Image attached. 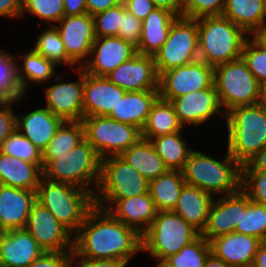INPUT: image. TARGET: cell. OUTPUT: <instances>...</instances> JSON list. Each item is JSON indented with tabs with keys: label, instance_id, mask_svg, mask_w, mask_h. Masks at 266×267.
<instances>
[{
	"label": "cell",
	"instance_id": "1",
	"mask_svg": "<svg viewBox=\"0 0 266 267\" xmlns=\"http://www.w3.org/2000/svg\"><path fill=\"white\" fill-rule=\"evenodd\" d=\"M139 252H142L141 235L96 205L74 234L73 253L79 258L112 259L128 265Z\"/></svg>",
	"mask_w": 266,
	"mask_h": 267
},
{
	"label": "cell",
	"instance_id": "2",
	"mask_svg": "<svg viewBox=\"0 0 266 267\" xmlns=\"http://www.w3.org/2000/svg\"><path fill=\"white\" fill-rule=\"evenodd\" d=\"M224 119L227 151L243 166L266 145V104L235 107Z\"/></svg>",
	"mask_w": 266,
	"mask_h": 267
},
{
	"label": "cell",
	"instance_id": "3",
	"mask_svg": "<svg viewBox=\"0 0 266 267\" xmlns=\"http://www.w3.org/2000/svg\"><path fill=\"white\" fill-rule=\"evenodd\" d=\"M222 160L195 149L182 170L187 185L214 197L229 195L241 188V165L226 151Z\"/></svg>",
	"mask_w": 266,
	"mask_h": 267
},
{
	"label": "cell",
	"instance_id": "4",
	"mask_svg": "<svg viewBox=\"0 0 266 267\" xmlns=\"http://www.w3.org/2000/svg\"><path fill=\"white\" fill-rule=\"evenodd\" d=\"M197 21L199 60L215 67L241 58L249 35L240 27L222 15L201 17Z\"/></svg>",
	"mask_w": 266,
	"mask_h": 267
},
{
	"label": "cell",
	"instance_id": "5",
	"mask_svg": "<svg viewBox=\"0 0 266 267\" xmlns=\"http://www.w3.org/2000/svg\"><path fill=\"white\" fill-rule=\"evenodd\" d=\"M36 201L46 207L73 234L95 206L94 196L89 191L43 177L36 189Z\"/></svg>",
	"mask_w": 266,
	"mask_h": 267
},
{
	"label": "cell",
	"instance_id": "6",
	"mask_svg": "<svg viewBox=\"0 0 266 267\" xmlns=\"http://www.w3.org/2000/svg\"><path fill=\"white\" fill-rule=\"evenodd\" d=\"M101 158L84 139L67 154L50 160L43 167V178L76 186L93 196L100 177Z\"/></svg>",
	"mask_w": 266,
	"mask_h": 267
},
{
	"label": "cell",
	"instance_id": "7",
	"mask_svg": "<svg viewBox=\"0 0 266 267\" xmlns=\"http://www.w3.org/2000/svg\"><path fill=\"white\" fill-rule=\"evenodd\" d=\"M201 236L193 225L186 223L173 211L156 213L150 227L141 235L142 252L162 263L184 246Z\"/></svg>",
	"mask_w": 266,
	"mask_h": 267
},
{
	"label": "cell",
	"instance_id": "8",
	"mask_svg": "<svg viewBox=\"0 0 266 267\" xmlns=\"http://www.w3.org/2000/svg\"><path fill=\"white\" fill-rule=\"evenodd\" d=\"M213 84L225 114L262 102V88L242 58L215 66Z\"/></svg>",
	"mask_w": 266,
	"mask_h": 267
},
{
	"label": "cell",
	"instance_id": "9",
	"mask_svg": "<svg viewBox=\"0 0 266 267\" xmlns=\"http://www.w3.org/2000/svg\"><path fill=\"white\" fill-rule=\"evenodd\" d=\"M199 60L198 21L177 17L170 28L167 40L154 54L156 70L163 72Z\"/></svg>",
	"mask_w": 266,
	"mask_h": 267
},
{
	"label": "cell",
	"instance_id": "10",
	"mask_svg": "<svg viewBox=\"0 0 266 267\" xmlns=\"http://www.w3.org/2000/svg\"><path fill=\"white\" fill-rule=\"evenodd\" d=\"M85 139L99 157L119 156L141 138V130L108 116H88L81 120Z\"/></svg>",
	"mask_w": 266,
	"mask_h": 267
},
{
	"label": "cell",
	"instance_id": "11",
	"mask_svg": "<svg viewBox=\"0 0 266 267\" xmlns=\"http://www.w3.org/2000/svg\"><path fill=\"white\" fill-rule=\"evenodd\" d=\"M147 181L120 156L101 159L100 177L94 200H119L148 193Z\"/></svg>",
	"mask_w": 266,
	"mask_h": 267
},
{
	"label": "cell",
	"instance_id": "12",
	"mask_svg": "<svg viewBox=\"0 0 266 267\" xmlns=\"http://www.w3.org/2000/svg\"><path fill=\"white\" fill-rule=\"evenodd\" d=\"M214 67L197 60L163 72L159 76V97L171 101L193 91L215 88Z\"/></svg>",
	"mask_w": 266,
	"mask_h": 267
},
{
	"label": "cell",
	"instance_id": "13",
	"mask_svg": "<svg viewBox=\"0 0 266 267\" xmlns=\"http://www.w3.org/2000/svg\"><path fill=\"white\" fill-rule=\"evenodd\" d=\"M25 229L47 252L73 251L74 234L35 201Z\"/></svg>",
	"mask_w": 266,
	"mask_h": 267
},
{
	"label": "cell",
	"instance_id": "14",
	"mask_svg": "<svg viewBox=\"0 0 266 267\" xmlns=\"http://www.w3.org/2000/svg\"><path fill=\"white\" fill-rule=\"evenodd\" d=\"M54 27L57 29L67 56L77 65L88 60L95 41L93 16L88 13L64 16Z\"/></svg>",
	"mask_w": 266,
	"mask_h": 267
},
{
	"label": "cell",
	"instance_id": "15",
	"mask_svg": "<svg viewBox=\"0 0 266 267\" xmlns=\"http://www.w3.org/2000/svg\"><path fill=\"white\" fill-rule=\"evenodd\" d=\"M250 201L241 188L233 194L220 196L218 199L215 197L201 235L210 242L219 236L235 232L236 225H240L241 210Z\"/></svg>",
	"mask_w": 266,
	"mask_h": 267
},
{
	"label": "cell",
	"instance_id": "16",
	"mask_svg": "<svg viewBox=\"0 0 266 267\" xmlns=\"http://www.w3.org/2000/svg\"><path fill=\"white\" fill-rule=\"evenodd\" d=\"M106 77L126 92L159 90V75L152 55L137 53Z\"/></svg>",
	"mask_w": 266,
	"mask_h": 267
},
{
	"label": "cell",
	"instance_id": "17",
	"mask_svg": "<svg viewBox=\"0 0 266 267\" xmlns=\"http://www.w3.org/2000/svg\"><path fill=\"white\" fill-rule=\"evenodd\" d=\"M135 54L136 48L118 36L96 37L90 56L81 68L94 76H106Z\"/></svg>",
	"mask_w": 266,
	"mask_h": 267
},
{
	"label": "cell",
	"instance_id": "18",
	"mask_svg": "<svg viewBox=\"0 0 266 267\" xmlns=\"http://www.w3.org/2000/svg\"><path fill=\"white\" fill-rule=\"evenodd\" d=\"M94 202L96 206L107 210L114 218L135 229L140 235L150 227L157 213L149 192L119 200Z\"/></svg>",
	"mask_w": 266,
	"mask_h": 267
},
{
	"label": "cell",
	"instance_id": "19",
	"mask_svg": "<svg viewBox=\"0 0 266 267\" xmlns=\"http://www.w3.org/2000/svg\"><path fill=\"white\" fill-rule=\"evenodd\" d=\"M182 126H201L213 116L225 113L220 105L215 88L193 91L170 101Z\"/></svg>",
	"mask_w": 266,
	"mask_h": 267
},
{
	"label": "cell",
	"instance_id": "20",
	"mask_svg": "<svg viewBox=\"0 0 266 267\" xmlns=\"http://www.w3.org/2000/svg\"><path fill=\"white\" fill-rule=\"evenodd\" d=\"M79 77L76 81L61 82L45 88V103L54 115L64 121H81L83 109V69L73 70Z\"/></svg>",
	"mask_w": 266,
	"mask_h": 267
},
{
	"label": "cell",
	"instance_id": "21",
	"mask_svg": "<svg viewBox=\"0 0 266 267\" xmlns=\"http://www.w3.org/2000/svg\"><path fill=\"white\" fill-rule=\"evenodd\" d=\"M125 93L106 76H94L83 70L84 117L107 116L115 110Z\"/></svg>",
	"mask_w": 266,
	"mask_h": 267
},
{
	"label": "cell",
	"instance_id": "22",
	"mask_svg": "<svg viewBox=\"0 0 266 267\" xmlns=\"http://www.w3.org/2000/svg\"><path fill=\"white\" fill-rule=\"evenodd\" d=\"M44 252L25 228L0 234V267H28Z\"/></svg>",
	"mask_w": 266,
	"mask_h": 267
},
{
	"label": "cell",
	"instance_id": "23",
	"mask_svg": "<svg viewBox=\"0 0 266 267\" xmlns=\"http://www.w3.org/2000/svg\"><path fill=\"white\" fill-rule=\"evenodd\" d=\"M36 191L0 185V223L4 231L26 227Z\"/></svg>",
	"mask_w": 266,
	"mask_h": 267
},
{
	"label": "cell",
	"instance_id": "24",
	"mask_svg": "<svg viewBox=\"0 0 266 267\" xmlns=\"http://www.w3.org/2000/svg\"><path fill=\"white\" fill-rule=\"evenodd\" d=\"M211 252L230 267L253 264L255 254L263 243L260 239L232 232L212 239Z\"/></svg>",
	"mask_w": 266,
	"mask_h": 267
},
{
	"label": "cell",
	"instance_id": "25",
	"mask_svg": "<svg viewBox=\"0 0 266 267\" xmlns=\"http://www.w3.org/2000/svg\"><path fill=\"white\" fill-rule=\"evenodd\" d=\"M63 122L45 107H36L27 114L16 116V128L41 151L48 146Z\"/></svg>",
	"mask_w": 266,
	"mask_h": 267
},
{
	"label": "cell",
	"instance_id": "26",
	"mask_svg": "<svg viewBox=\"0 0 266 267\" xmlns=\"http://www.w3.org/2000/svg\"><path fill=\"white\" fill-rule=\"evenodd\" d=\"M158 97L159 90L126 92L115 110H112L107 116L142 130L150 109Z\"/></svg>",
	"mask_w": 266,
	"mask_h": 267
},
{
	"label": "cell",
	"instance_id": "27",
	"mask_svg": "<svg viewBox=\"0 0 266 267\" xmlns=\"http://www.w3.org/2000/svg\"><path fill=\"white\" fill-rule=\"evenodd\" d=\"M43 164H33L0 152V185L36 191Z\"/></svg>",
	"mask_w": 266,
	"mask_h": 267
},
{
	"label": "cell",
	"instance_id": "28",
	"mask_svg": "<svg viewBox=\"0 0 266 267\" xmlns=\"http://www.w3.org/2000/svg\"><path fill=\"white\" fill-rule=\"evenodd\" d=\"M214 199L211 194L185 184L173 212L202 233Z\"/></svg>",
	"mask_w": 266,
	"mask_h": 267
},
{
	"label": "cell",
	"instance_id": "29",
	"mask_svg": "<svg viewBox=\"0 0 266 267\" xmlns=\"http://www.w3.org/2000/svg\"><path fill=\"white\" fill-rule=\"evenodd\" d=\"M16 56L17 80L24 95L29 91V83H35L36 85L48 84L51 78H55V82H60L63 77H66L65 75H62V77L58 75L55 72V67L57 68L58 66L44 58L41 54H38L33 48ZM20 59L23 60L21 66L18 65Z\"/></svg>",
	"mask_w": 266,
	"mask_h": 267
},
{
	"label": "cell",
	"instance_id": "30",
	"mask_svg": "<svg viewBox=\"0 0 266 267\" xmlns=\"http://www.w3.org/2000/svg\"><path fill=\"white\" fill-rule=\"evenodd\" d=\"M176 18L177 16L166 9L157 7L153 9L142 20L140 44L136 48L137 53L154 56L167 40L171 25Z\"/></svg>",
	"mask_w": 266,
	"mask_h": 267
},
{
	"label": "cell",
	"instance_id": "31",
	"mask_svg": "<svg viewBox=\"0 0 266 267\" xmlns=\"http://www.w3.org/2000/svg\"><path fill=\"white\" fill-rule=\"evenodd\" d=\"M119 156L147 181L156 179L169 170L155 151L151 141L143 138Z\"/></svg>",
	"mask_w": 266,
	"mask_h": 267
},
{
	"label": "cell",
	"instance_id": "32",
	"mask_svg": "<svg viewBox=\"0 0 266 267\" xmlns=\"http://www.w3.org/2000/svg\"><path fill=\"white\" fill-rule=\"evenodd\" d=\"M222 16L250 36L266 22L265 0H226Z\"/></svg>",
	"mask_w": 266,
	"mask_h": 267
},
{
	"label": "cell",
	"instance_id": "33",
	"mask_svg": "<svg viewBox=\"0 0 266 267\" xmlns=\"http://www.w3.org/2000/svg\"><path fill=\"white\" fill-rule=\"evenodd\" d=\"M182 171L168 170L149 181L148 192L157 212L173 211L185 185Z\"/></svg>",
	"mask_w": 266,
	"mask_h": 267
},
{
	"label": "cell",
	"instance_id": "34",
	"mask_svg": "<svg viewBox=\"0 0 266 267\" xmlns=\"http://www.w3.org/2000/svg\"><path fill=\"white\" fill-rule=\"evenodd\" d=\"M183 128L172 103L158 97L150 109L141 136L143 139L151 140L154 137L179 132L184 130Z\"/></svg>",
	"mask_w": 266,
	"mask_h": 267
},
{
	"label": "cell",
	"instance_id": "35",
	"mask_svg": "<svg viewBox=\"0 0 266 267\" xmlns=\"http://www.w3.org/2000/svg\"><path fill=\"white\" fill-rule=\"evenodd\" d=\"M182 135L181 130L154 137L150 140L155 151L169 170L182 171L189 154L193 150L187 145L188 141Z\"/></svg>",
	"mask_w": 266,
	"mask_h": 267
},
{
	"label": "cell",
	"instance_id": "36",
	"mask_svg": "<svg viewBox=\"0 0 266 267\" xmlns=\"http://www.w3.org/2000/svg\"><path fill=\"white\" fill-rule=\"evenodd\" d=\"M85 139L81 121H64L42 151L43 167L52 159L67 154Z\"/></svg>",
	"mask_w": 266,
	"mask_h": 267
},
{
	"label": "cell",
	"instance_id": "37",
	"mask_svg": "<svg viewBox=\"0 0 266 267\" xmlns=\"http://www.w3.org/2000/svg\"><path fill=\"white\" fill-rule=\"evenodd\" d=\"M41 32L33 46V49L38 54L52 61L56 66H71L72 72L75 68H78L75 67L76 64L67 56L61 37L54 26L44 28V31L42 30Z\"/></svg>",
	"mask_w": 266,
	"mask_h": 267
},
{
	"label": "cell",
	"instance_id": "38",
	"mask_svg": "<svg viewBox=\"0 0 266 267\" xmlns=\"http://www.w3.org/2000/svg\"><path fill=\"white\" fill-rule=\"evenodd\" d=\"M5 48L0 49V99L17 101L23 94L17 80L16 56Z\"/></svg>",
	"mask_w": 266,
	"mask_h": 267
},
{
	"label": "cell",
	"instance_id": "39",
	"mask_svg": "<svg viewBox=\"0 0 266 267\" xmlns=\"http://www.w3.org/2000/svg\"><path fill=\"white\" fill-rule=\"evenodd\" d=\"M211 252L210 243L202 235L184 246L178 253L166 258L162 264L166 267H204Z\"/></svg>",
	"mask_w": 266,
	"mask_h": 267
},
{
	"label": "cell",
	"instance_id": "40",
	"mask_svg": "<svg viewBox=\"0 0 266 267\" xmlns=\"http://www.w3.org/2000/svg\"><path fill=\"white\" fill-rule=\"evenodd\" d=\"M235 232L266 242V206L250 201L241 210L240 225H236Z\"/></svg>",
	"mask_w": 266,
	"mask_h": 267
},
{
	"label": "cell",
	"instance_id": "41",
	"mask_svg": "<svg viewBox=\"0 0 266 267\" xmlns=\"http://www.w3.org/2000/svg\"><path fill=\"white\" fill-rule=\"evenodd\" d=\"M0 152L33 164H43L42 151L17 128L3 141Z\"/></svg>",
	"mask_w": 266,
	"mask_h": 267
},
{
	"label": "cell",
	"instance_id": "42",
	"mask_svg": "<svg viewBox=\"0 0 266 267\" xmlns=\"http://www.w3.org/2000/svg\"><path fill=\"white\" fill-rule=\"evenodd\" d=\"M26 13L31 17H38L40 22L43 20L49 24L48 26H54L65 16L64 2L63 0H22L21 17H25Z\"/></svg>",
	"mask_w": 266,
	"mask_h": 267
},
{
	"label": "cell",
	"instance_id": "43",
	"mask_svg": "<svg viewBox=\"0 0 266 267\" xmlns=\"http://www.w3.org/2000/svg\"><path fill=\"white\" fill-rule=\"evenodd\" d=\"M241 58L256 78L260 87L262 89L266 87V49L259 46L248 36L243 45Z\"/></svg>",
	"mask_w": 266,
	"mask_h": 267
},
{
	"label": "cell",
	"instance_id": "44",
	"mask_svg": "<svg viewBox=\"0 0 266 267\" xmlns=\"http://www.w3.org/2000/svg\"><path fill=\"white\" fill-rule=\"evenodd\" d=\"M241 189L252 202L266 206V171L241 170Z\"/></svg>",
	"mask_w": 266,
	"mask_h": 267
},
{
	"label": "cell",
	"instance_id": "45",
	"mask_svg": "<svg viewBox=\"0 0 266 267\" xmlns=\"http://www.w3.org/2000/svg\"><path fill=\"white\" fill-rule=\"evenodd\" d=\"M95 37L118 36L122 22V2L93 16Z\"/></svg>",
	"mask_w": 266,
	"mask_h": 267
},
{
	"label": "cell",
	"instance_id": "46",
	"mask_svg": "<svg viewBox=\"0 0 266 267\" xmlns=\"http://www.w3.org/2000/svg\"><path fill=\"white\" fill-rule=\"evenodd\" d=\"M226 0H182V16L198 19L222 15Z\"/></svg>",
	"mask_w": 266,
	"mask_h": 267
},
{
	"label": "cell",
	"instance_id": "47",
	"mask_svg": "<svg viewBox=\"0 0 266 267\" xmlns=\"http://www.w3.org/2000/svg\"><path fill=\"white\" fill-rule=\"evenodd\" d=\"M142 21L125 9L122 2V22L119 26L118 37L137 48L140 44Z\"/></svg>",
	"mask_w": 266,
	"mask_h": 267
},
{
	"label": "cell",
	"instance_id": "48",
	"mask_svg": "<svg viewBox=\"0 0 266 267\" xmlns=\"http://www.w3.org/2000/svg\"><path fill=\"white\" fill-rule=\"evenodd\" d=\"M26 99L22 97L17 101H1L0 102V148L3 141L16 129V116L14 113V105Z\"/></svg>",
	"mask_w": 266,
	"mask_h": 267
},
{
	"label": "cell",
	"instance_id": "49",
	"mask_svg": "<svg viewBox=\"0 0 266 267\" xmlns=\"http://www.w3.org/2000/svg\"><path fill=\"white\" fill-rule=\"evenodd\" d=\"M73 251L47 252L35 259L28 267H69Z\"/></svg>",
	"mask_w": 266,
	"mask_h": 267
},
{
	"label": "cell",
	"instance_id": "50",
	"mask_svg": "<svg viewBox=\"0 0 266 267\" xmlns=\"http://www.w3.org/2000/svg\"><path fill=\"white\" fill-rule=\"evenodd\" d=\"M125 9L141 21L155 9L152 0H122Z\"/></svg>",
	"mask_w": 266,
	"mask_h": 267
},
{
	"label": "cell",
	"instance_id": "51",
	"mask_svg": "<svg viewBox=\"0 0 266 267\" xmlns=\"http://www.w3.org/2000/svg\"><path fill=\"white\" fill-rule=\"evenodd\" d=\"M124 265H126L124 262L112 259H80L73 253L69 267H123Z\"/></svg>",
	"mask_w": 266,
	"mask_h": 267
},
{
	"label": "cell",
	"instance_id": "52",
	"mask_svg": "<svg viewBox=\"0 0 266 267\" xmlns=\"http://www.w3.org/2000/svg\"><path fill=\"white\" fill-rule=\"evenodd\" d=\"M22 0H0V17L21 18Z\"/></svg>",
	"mask_w": 266,
	"mask_h": 267
},
{
	"label": "cell",
	"instance_id": "53",
	"mask_svg": "<svg viewBox=\"0 0 266 267\" xmlns=\"http://www.w3.org/2000/svg\"><path fill=\"white\" fill-rule=\"evenodd\" d=\"M122 0H86V11L90 16L120 4Z\"/></svg>",
	"mask_w": 266,
	"mask_h": 267
},
{
	"label": "cell",
	"instance_id": "54",
	"mask_svg": "<svg viewBox=\"0 0 266 267\" xmlns=\"http://www.w3.org/2000/svg\"><path fill=\"white\" fill-rule=\"evenodd\" d=\"M241 170L266 171V145Z\"/></svg>",
	"mask_w": 266,
	"mask_h": 267
},
{
	"label": "cell",
	"instance_id": "55",
	"mask_svg": "<svg viewBox=\"0 0 266 267\" xmlns=\"http://www.w3.org/2000/svg\"><path fill=\"white\" fill-rule=\"evenodd\" d=\"M65 16L86 14V0H63Z\"/></svg>",
	"mask_w": 266,
	"mask_h": 267
},
{
	"label": "cell",
	"instance_id": "56",
	"mask_svg": "<svg viewBox=\"0 0 266 267\" xmlns=\"http://www.w3.org/2000/svg\"><path fill=\"white\" fill-rule=\"evenodd\" d=\"M155 7L163 8L177 17L182 16V0H152Z\"/></svg>",
	"mask_w": 266,
	"mask_h": 267
},
{
	"label": "cell",
	"instance_id": "57",
	"mask_svg": "<svg viewBox=\"0 0 266 267\" xmlns=\"http://www.w3.org/2000/svg\"><path fill=\"white\" fill-rule=\"evenodd\" d=\"M252 39L261 47L266 49V22L258 27L251 35Z\"/></svg>",
	"mask_w": 266,
	"mask_h": 267
},
{
	"label": "cell",
	"instance_id": "58",
	"mask_svg": "<svg viewBox=\"0 0 266 267\" xmlns=\"http://www.w3.org/2000/svg\"><path fill=\"white\" fill-rule=\"evenodd\" d=\"M253 264L256 267H266V242L259 246Z\"/></svg>",
	"mask_w": 266,
	"mask_h": 267
},
{
	"label": "cell",
	"instance_id": "59",
	"mask_svg": "<svg viewBox=\"0 0 266 267\" xmlns=\"http://www.w3.org/2000/svg\"><path fill=\"white\" fill-rule=\"evenodd\" d=\"M204 267H230L224 261L215 256L212 252L206 258Z\"/></svg>",
	"mask_w": 266,
	"mask_h": 267
},
{
	"label": "cell",
	"instance_id": "60",
	"mask_svg": "<svg viewBox=\"0 0 266 267\" xmlns=\"http://www.w3.org/2000/svg\"><path fill=\"white\" fill-rule=\"evenodd\" d=\"M262 101L266 104V87L262 89Z\"/></svg>",
	"mask_w": 266,
	"mask_h": 267
},
{
	"label": "cell",
	"instance_id": "61",
	"mask_svg": "<svg viewBox=\"0 0 266 267\" xmlns=\"http://www.w3.org/2000/svg\"><path fill=\"white\" fill-rule=\"evenodd\" d=\"M157 265H155L154 267H166L164 264H162V263H156Z\"/></svg>",
	"mask_w": 266,
	"mask_h": 267
},
{
	"label": "cell",
	"instance_id": "62",
	"mask_svg": "<svg viewBox=\"0 0 266 267\" xmlns=\"http://www.w3.org/2000/svg\"><path fill=\"white\" fill-rule=\"evenodd\" d=\"M243 267H256L254 264L245 265Z\"/></svg>",
	"mask_w": 266,
	"mask_h": 267
},
{
	"label": "cell",
	"instance_id": "63",
	"mask_svg": "<svg viewBox=\"0 0 266 267\" xmlns=\"http://www.w3.org/2000/svg\"><path fill=\"white\" fill-rule=\"evenodd\" d=\"M4 232V230L1 227V223H0V234H2Z\"/></svg>",
	"mask_w": 266,
	"mask_h": 267
}]
</instances>
